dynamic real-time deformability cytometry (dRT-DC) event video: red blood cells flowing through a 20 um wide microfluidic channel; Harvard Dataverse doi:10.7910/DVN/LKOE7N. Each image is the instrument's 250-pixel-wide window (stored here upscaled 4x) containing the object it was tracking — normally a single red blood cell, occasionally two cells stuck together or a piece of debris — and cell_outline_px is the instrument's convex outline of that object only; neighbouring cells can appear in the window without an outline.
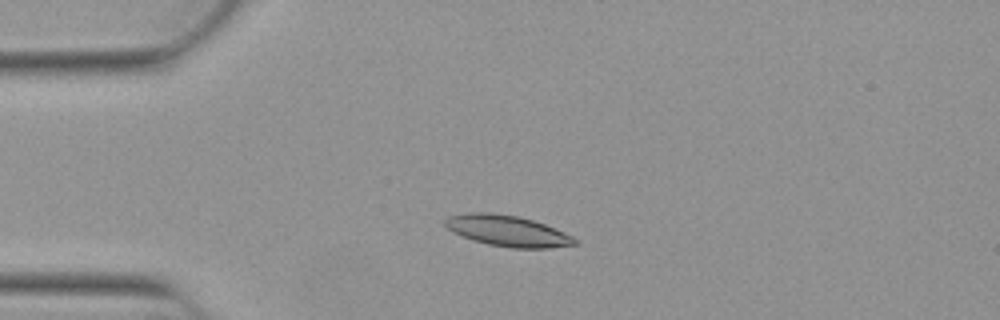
{"species": "Egyptian fruit bat (a non-hibernating species)", "species_latin": "Rousettus aegyptiacus", "temperature_condition": "warm", "stored_images_in_passage": 43, "camera_frame_rate_fps": 3000, "um_per_image_px": 0.085, "animal": {"sex": "female"}, "frame": {"image": 1, "passage_image": 11, "time_ms": 3.333, "image_size_px": [1000, 320], "cell_outline_px": [[576, 244], [548, 248], [512, 248], [488, 244], [452, 232], [444, 224], [444, 220], [448, 216], [468, 212], [488, 212], [516, 216], [532, 220], [544, 224], [564, 232], [572, 236], [576, 240]], "centroid_in_image_um": [43.11, 19.61], "position_along_channel_um": 41.9, "area_um2": 23.06}}
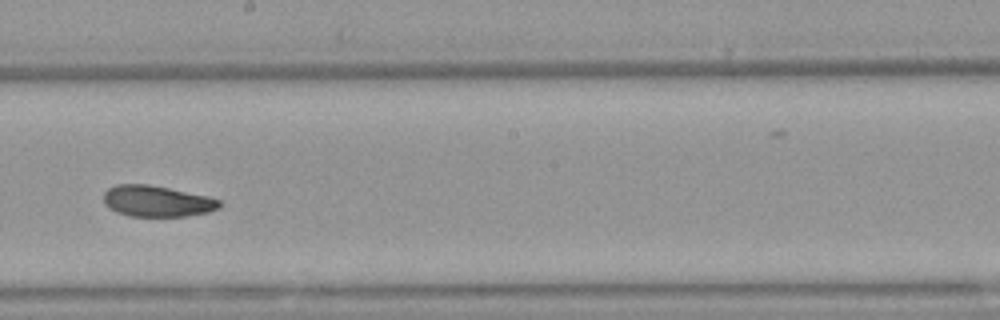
{"frame": {"image": 2, "passage_image": 28, "time_ms": 9.0, "image_size_px": [1000, 320], "cell_outline_px": [[220, 208], [208, 212], [184, 216], [128, 216], [116, 212], [108, 208], [104, 204], [104, 192], [108, 188], [116, 184], [148, 184], [208, 196], [220, 200]], "centroid_in_image_um": [13.31, 17.1], "position_along_channel_um": 234.9, "area_um2": 21.04}}
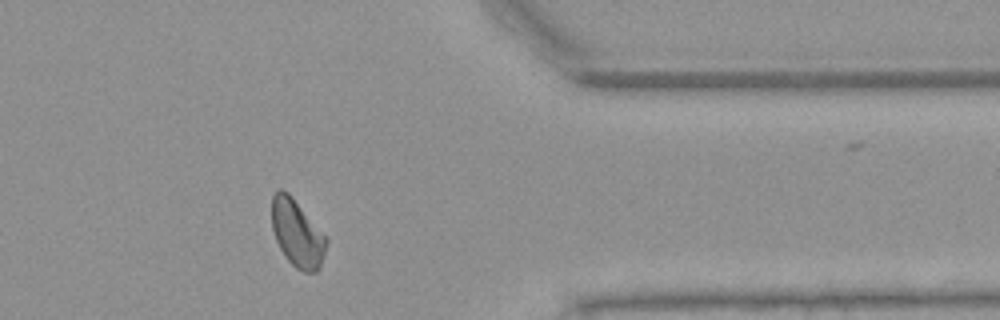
{"frame": {"image": 3, "passage_image": 41, "time_ms": 13.333, "image_size_px": [1000, 320], "cell_outline_px": [[328, 240], [324, 256], [320, 268], [316, 272], [304, 272], [296, 268], [284, 256], [276, 240], [272, 228], [272, 196], [276, 188], [284, 188], [292, 196]], "centroid_in_image_um": [25.24, 19.82], "position_along_channel_um": 386.2, "area_um2": 21.33}, "authors_computed_cell_mechanics": {"area_um2": 21.7328, "velocity_mm_per_s": 3.872, "shape_relaxation_time_tau1_ms": 6.9335, "shape_relaxation_time_tau2_ms": 4.5589, "deformation_change_tau1": 0.1657, "deformation_change_tau2": 0.1031}}